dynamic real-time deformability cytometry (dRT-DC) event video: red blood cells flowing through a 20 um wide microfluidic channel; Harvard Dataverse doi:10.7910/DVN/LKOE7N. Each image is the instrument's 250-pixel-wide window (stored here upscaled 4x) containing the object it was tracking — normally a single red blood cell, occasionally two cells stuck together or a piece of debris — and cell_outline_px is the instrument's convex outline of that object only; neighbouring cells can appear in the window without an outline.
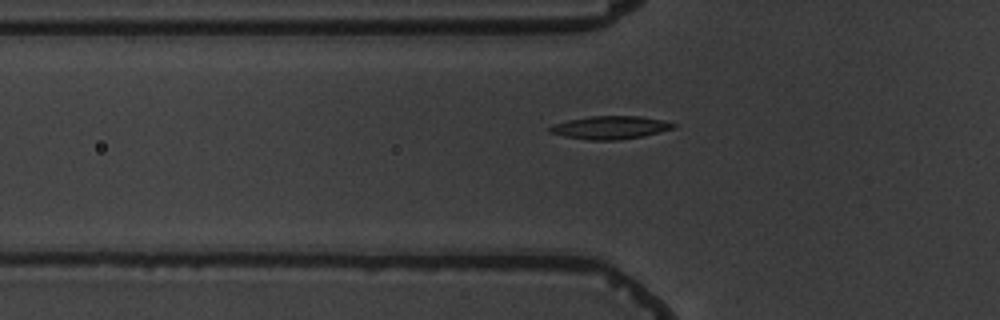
{"species": "common noctule bat (a hibernating species)", "species_latin": "Nyctalus noctula", "temperature_condition": "warm", "stored_images_in_passage": 10, "camera_frame_rate_fps": 3000, "um_per_image_px": 0.085, "animal": {"sex": "male", "body_mass_g": 19.5, "forearm_length_mm": 54.6}, "frame": {"image": 1, "passage_image": 7, "time_ms": 8.0, "image_size_px": [1000, 320], "cell_outline_px": [[676, 128], [644, 136], [616, 140], [588, 140], [564, 136], [548, 132], [548, 128], [552, 124], [568, 120], [592, 116], [640, 116], [664, 120], [676, 124]], "centroid_in_image_um": [51.88, 10.84], "position_along_channel_um": 73.9, "area_um2": 16.7}}
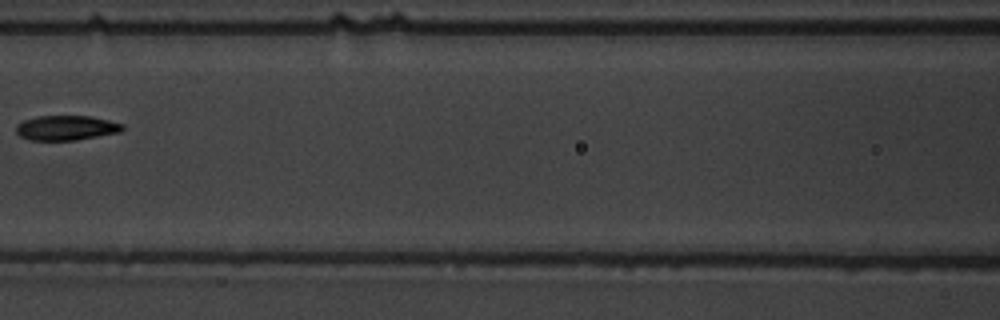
{"frame": {"image": 2, "passage_image": 9, "time_ms": 10.333, "image_size_px": [1000, 320], "cell_outline_px": [[124, 128], [120, 132], [76, 140], [32, 140], [20, 136], [16, 132], [16, 124], [24, 120], [36, 116], [92, 116], [124, 124]], "centroid_in_image_um": [5.63, 10.86], "position_along_channel_um": 161.0, "area_um2": 15.37}}
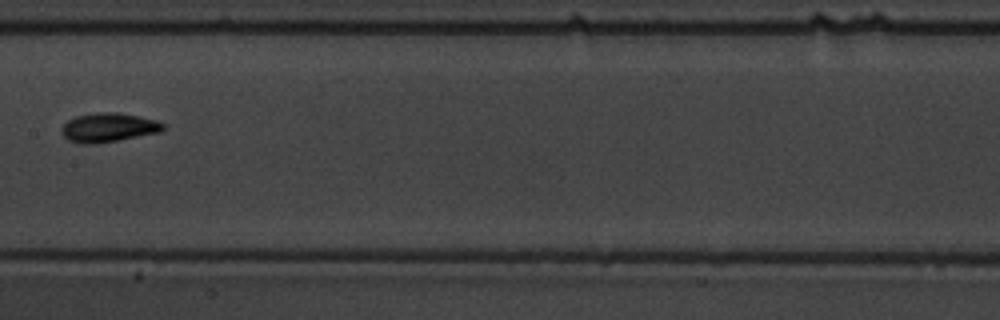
{"frame": {"image": 3, "passage_image": 10, "time_ms": 11.333, "image_size_px": [1000, 320], "cell_outline_px": [[164, 128], [160, 132], [96, 144], [84, 144], [68, 140], [60, 132], [60, 128], [68, 120], [76, 116], [96, 112], [116, 112], [156, 120], [164, 124]], "centroid_in_image_um": [9.17, 10.84], "position_along_channel_um": 198.2, "area_um2": 17.11}}